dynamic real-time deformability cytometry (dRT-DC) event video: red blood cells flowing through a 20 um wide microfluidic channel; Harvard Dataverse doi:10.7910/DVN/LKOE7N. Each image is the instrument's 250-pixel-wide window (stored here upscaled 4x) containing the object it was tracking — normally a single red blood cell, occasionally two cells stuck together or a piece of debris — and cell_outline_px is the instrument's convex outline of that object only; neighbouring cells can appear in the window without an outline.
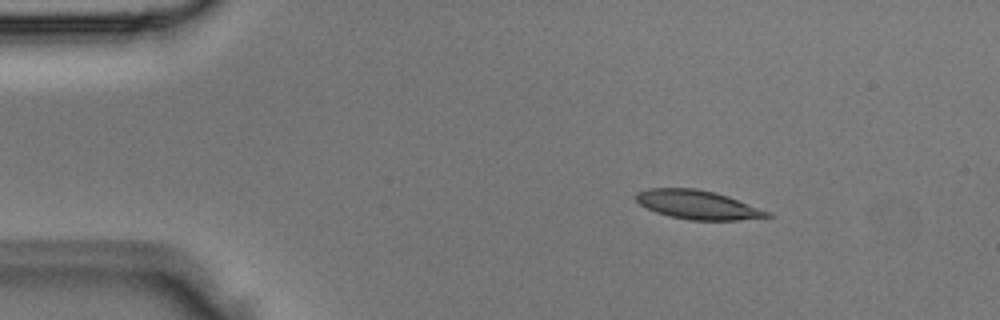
{"species": "Egyptian fruit bat (a non-hibernating species)", "species_latin": "Rousettus aegyptiacus", "temperature_condition": "room temperature", "stored_images_in_passage": 3, "camera_frame_rate_fps": 3000, "um_per_image_px": 0.085, "animal": {"sex": "male"}, "frame": {"image": 1, "passage_image": 1, "time_ms": 0.0, "image_size_px": [1000, 320], "cell_outline_px": [[772, 216], [736, 220], [688, 220], [668, 216], [656, 212], [640, 204], [636, 200], [636, 192], [648, 188], [696, 188], [728, 196], [772, 212]], "centroid_in_image_um": [59.3, 17.4], "position_along_channel_um": 25.7, "area_um2": 22.02}}